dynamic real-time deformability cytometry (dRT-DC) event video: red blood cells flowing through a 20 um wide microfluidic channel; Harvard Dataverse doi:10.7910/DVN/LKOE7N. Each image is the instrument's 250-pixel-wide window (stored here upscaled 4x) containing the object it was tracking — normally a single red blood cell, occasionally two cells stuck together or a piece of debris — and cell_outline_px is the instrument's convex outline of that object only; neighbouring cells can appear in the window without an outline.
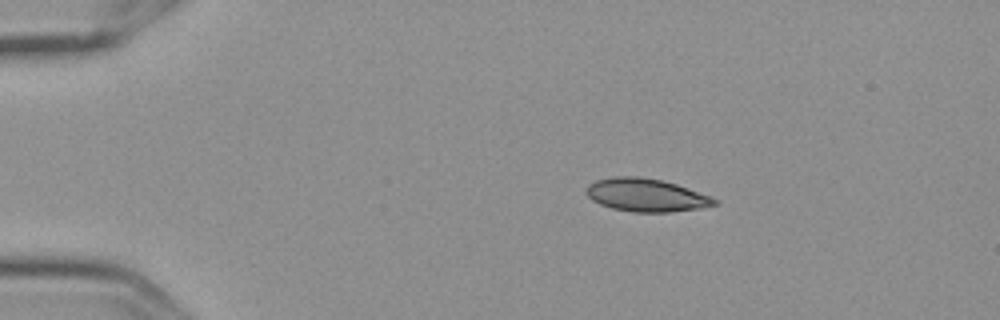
{"species": "Egyptian fruit bat (a non-hibernating species)", "species_latin": "Rousettus aegyptiacus", "temperature_condition": "cold", "stored_images_in_passage": 5, "camera_frame_rate_fps": 3000, "um_per_image_px": 0.085, "frame": {"image": 1, "passage_image": 3, "time_ms": 0.667, "image_size_px": [1000, 320], "cell_outline_px": [[720, 204], [700, 208], [668, 212], [632, 212], [612, 208], [600, 204], [592, 200], [584, 192], [584, 188], [588, 184], [596, 180], [612, 176], [640, 176], [660, 180], [676, 184], [688, 188], [720, 200]], "centroid_in_image_um": [54.9, 16.58], "position_along_channel_um": 30.1, "area_um2": 24.85}}